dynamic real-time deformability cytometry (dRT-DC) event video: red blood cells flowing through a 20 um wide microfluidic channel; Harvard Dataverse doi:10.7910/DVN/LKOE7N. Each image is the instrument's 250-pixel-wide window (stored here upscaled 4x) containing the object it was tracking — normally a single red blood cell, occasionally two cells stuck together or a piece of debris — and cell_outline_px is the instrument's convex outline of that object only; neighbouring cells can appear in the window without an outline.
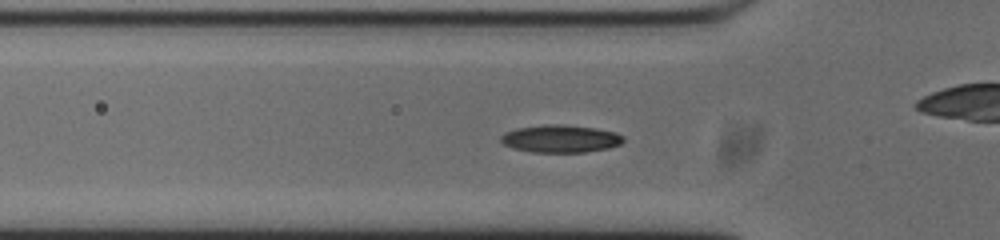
{"species": "common noctule bat (a hibernating species)", "species_latin": "Nyctalus noctula", "temperature_condition": "cold", "stored_images_in_passage": 46, "camera_frame_rate_fps": 3000, "um_per_image_px": 0.085, "animal": {"sex": "male", "body_mass_g": 20.0, "forearm_length_mm": 53.3}, "frame": {"image": 1, "passage_image": 8, "time_ms": 2.333, "image_size_px": [1000, 240], "cell_outline_px": [[624, 140], [620, 144], [608, 148], [584, 152], [532, 152], [512, 148], [504, 144], [500, 140], [500, 136], [504, 132], [516, 128], [544, 124], [564, 124], [596, 128], [616, 132], [624, 136]], "centroid_in_image_um": [47.63, 11.78], "position_along_channel_um": 78.2, "area_um2": 19.88}}
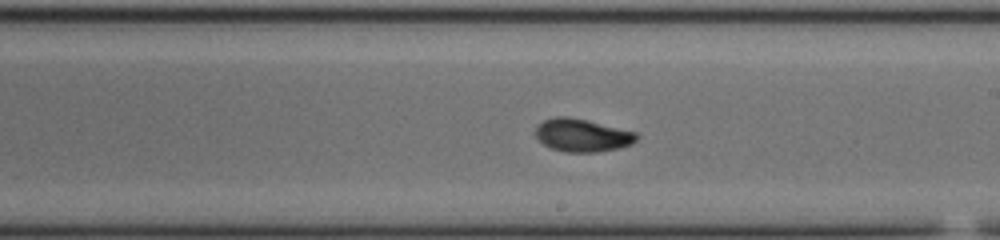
{"frame": {"image": 2, "passage_image": 21, "time_ms": 6.667, "image_size_px": [1000, 240], "cell_outline_px": [[640, 136], [632, 144], [616, 148], [596, 152], [564, 152], [552, 148], [544, 144], [536, 136], [536, 128], [544, 120], [556, 116], [564, 116], [584, 120], [636, 132]], "centroid_in_image_um": [49.5, 11.51], "position_along_channel_um": 239.5, "area_um2": 18.96}}
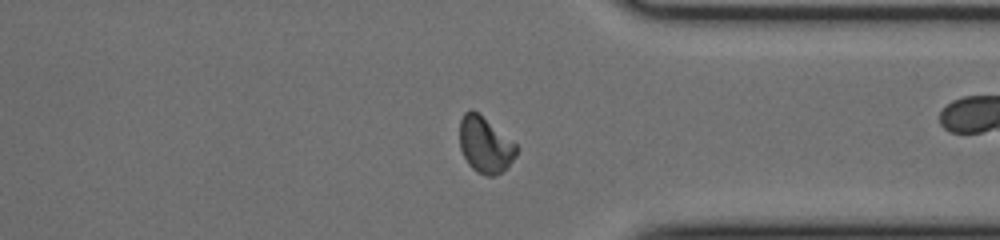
{"frame": {"image": 3, "passage_image": 32, "time_ms": 10.333, "image_size_px": [1000, 240], "cell_outline_px": [[516, 156], [500, 172], [492, 176], [484, 176], [476, 172], [468, 164], [460, 148], [460, 120], [464, 112], [472, 108], [516, 144]], "centroid_in_image_um": [41.19, 12.31], "position_along_channel_um": 370.2, "area_um2": 18.21}, "authors_computed_cell_mechanics": {"area_um2": 18.785, "velocity_mm_per_s": 3.7247, "shape_relaxation_time_tau1_ms": 4.3362, "shape_relaxation_time_tau2_ms": 1.9035, "deformation_change_tau1": 0.174, "deformation_change_tau2": 0.0596}}